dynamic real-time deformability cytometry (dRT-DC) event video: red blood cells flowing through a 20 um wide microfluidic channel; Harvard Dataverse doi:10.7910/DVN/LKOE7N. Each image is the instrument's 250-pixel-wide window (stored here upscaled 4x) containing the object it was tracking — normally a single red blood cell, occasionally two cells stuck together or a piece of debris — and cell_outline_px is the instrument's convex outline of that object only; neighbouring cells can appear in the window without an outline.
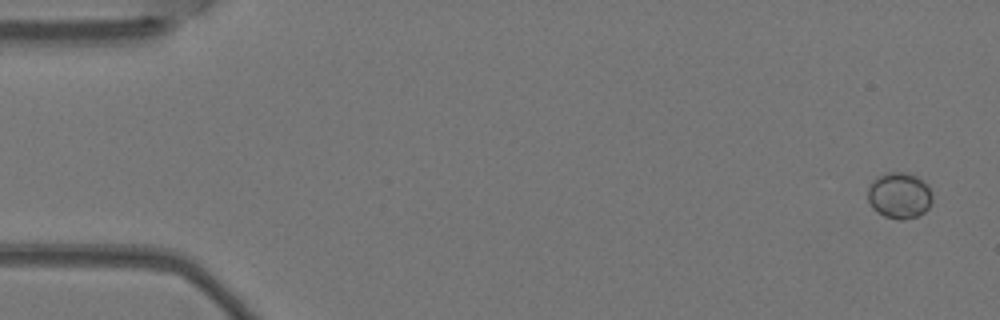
{"species": "Egyptian fruit bat (a non-hibernating species)", "species_latin": "Rousettus aegyptiacus", "temperature_condition": "warm", "stored_images_in_passage": 5, "camera_frame_rate_fps": 3000, "um_per_image_px": 0.085, "animal": {"sex": "female"}, "frame": {"image": 1, "passage_image": 1, "time_ms": 0.0, "image_size_px": [1000, 320], "cell_outline_px": [[932, 200], [928, 208], [924, 212], [916, 216], [904, 220], [896, 220], [884, 216], [876, 212], [872, 208], [868, 200], [868, 188], [872, 180], [884, 172], [908, 172], [916, 176], [928, 184], [932, 192]], "centroid_in_image_um": [76.44, 16.61], "position_along_channel_um": 8.6, "area_um2": 17.69}}
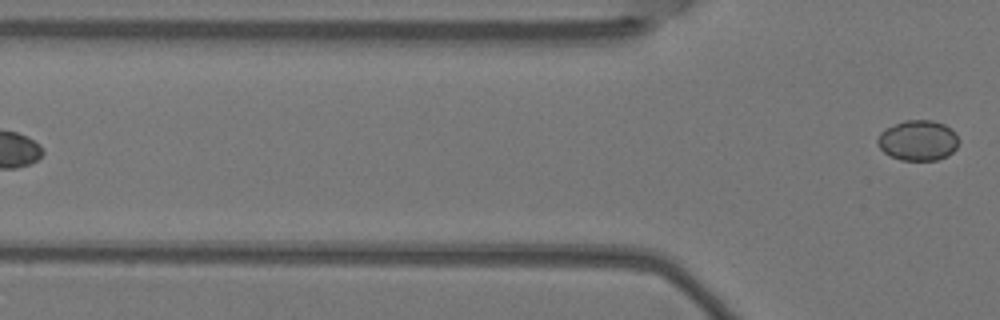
{"frame": {"image": 2, "passage_image": 5, "time_ms": 1.333, "image_size_px": [1000, 320], "cell_outline_px": [[960, 140], [956, 148], [948, 156], [936, 160], [900, 160], [884, 152], [880, 148], [876, 140], [880, 132], [884, 128], [904, 120], [932, 120], [944, 124], [952, 128], [956, 132]], "centroid_in_image_um": [78.05, 11.92], "position_along_channel_um": 47.7, "area_um2": 19.36}}